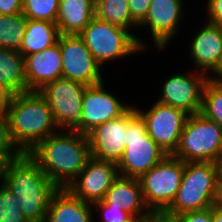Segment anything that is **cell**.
I'll list each match as a JSON object with an SVG mask.
<instances>
[{
  "instance_id": "obj_1",
  "label": "cell",
  "mask_w": 222,
  "mask_h": 222,
  "mask_svg": "<svg viewBox=\"0 0 222 222\" xmlns=\"http://www.w3.org/2000/svg\"><path fill=\"white\" fill-rule=\"evenodd\" d=\"M27 154L58 188H67L90 158L89 139L77 131L59 130Z\"/></svg>"
},
{
  "instance_id": "obj_2",
  "label": "cell",
  "mask_w": 222,
  "mask_h": 222,
  "mask_svg": "<svg viewBox=\"0 0 222 222\" xmlns=\"http://www.w3.org/2000/svg\"><path fill=\"white\" fill-rule=\"evenodd\" d=\"M0 181L17 198L28 222H45L50 199L59 188L27 153L3 164Z\"/></svg>"
},
{
  "instance_id": "obj_3",
  "label": "cell",
  "mask_w": 222,
  "mask_h": 222,
  "mask_svg": "<svg viewBox=\"0 0 222 222\" xmlns=\"http://www.w3.org/2000/svg\"><path fill=\"white\" fill-rule=\"evenodd\" d=\"M6 115L12 142L21 153H29L40 141L60 130L39 91L13 95Z\"/></svg>"
},
{
  "instance_id": "obj_4",
  "label": "cell",
  "mask_w": 222,
  "mask_h": 222,
  "mask_svg": "<svg viewBox=\"0 0 222 222\" xmlns=\"http://www.w3.org/2000/svg\"><path fill=\"white\" fill-rule=\"evenodd\" d=\"M222 164L215 162H186L176 198L164 212L176 217L189 212L200 211L215 205L217 180Z\"/></svg>"
},
{
  "instance_id": "obj_5",
  "label": "cell",
  "mask_w": 222,
  "mask_h": 222,
  "mask_svg": "<svg viewBox=\"0 0 222 222\" xmlns=\"http://www.w3.org/2000/svg\"><path fill=\"white\" fill-rule=\"evenodd\" d=\"M125 146L117 164L122 177L139 179L167 156L147 134L144 120L132 106L127 110Z\"/></svg>"
},
{
  "instance_id": "obj_6",
  "label": "cell",
  "mask_w": 222,
  "mask_h": 222,
  "mask_svg": "<svg viewBox=\"0 0 222 222\" xmlns=\"http://www.w3.org/2000/svg\"><path fill=\"white\" fill-rule=\"evenodd\" d=\"M173 156L184 163L222 164V127L202 113L188 115Z\"/></svg>"
},
{
  "instance_id": "obj_7",
  "label": "cell",
  "mask_w": 222,
  "mask_h": 222,
  "mask_svg": "<svg viewBox=\"0 0 222 222\" xmlns=\"http://www.w3.org/2000/svg\"><path fill=\"white\" fill-rule=\"evenodd\" d=\"M78 35L99 65L146 48L144 42L127 29L101 21L96 16Z\"/></svg>"
},
{
  "instance_id": "obj_8",
  "label": "cell",
  "mask_w": 222,
  "mask_h": 222,
  "mask_svg": "<svg viewBox=\"0 0 222 222\" xmlns=\"http://www.w3.org/2000/svg\"><path fill=\"white\" fill-rule=\"evenodd\" d=\"M184 172V162L165 156L138 180L143 200L151 213H164L176 198Z\"/></svg>"
},
{
  "instance_id": "obj_9",
  "label": "cell",
  "mask_w": 222,
  "mask_h": 222,
  "mask_svg": "<svg viewBox=\"0 0 222 222\" xmlns=\"http://www.w3.org/2000/svg\"><path fill=\"white\" fill-rule=\"evenodd\" d=\"M85 84L61 77L44 86L39 93L45 98L61 131L82 134V103Z\"/></svg>"
},
{
  "instance_id": "obj_10",
  "label": "cell",
  "mask_w": 222,
  "mask_h": 222,
  "mask_svg": "<svg viewBox=\"0 0 222 222\" xmlns=\"http://www.w3.org/2000/svg\"><path fill=\"white\" fill-rule=\"evenodd\" d=\"M135 109L144 120L150 138L166 155H173L178 148L188 114L157 101L146 112Z\"/></svg>"
},
{
  "instance_id": "obj_11",
  "label": "cell",
  "mask_w": 222,
  "mask_h": 222,
  "mask_svg": "<svg viewBox=\"0 0 222 222\" xmlns=\"http://www.w3.org/2000/svg\"><path fill=\"white\" fill-rule=\"evenodd\" d=\"M59 47L63 62L62 77L87 86L103 81L101 66L79 35L60 34Z\"/></svg>"
},
{
  "instance_id": "obj_12",
  "label": "cell",
  "mask_w": 222,
  "mask_h": 222,
  "mask_svg": "<svg viewBox=\"0 0 222 222\" xmlns=\"http://www.w3.org/2000/svg\"><path fill=\"white\" fill-rule=\"evenodd\" d=\"M118 177L117 164L90 157L66 189L76 198L92 204L104 199L106 191Z\"/></svg>"
},
{
  "instance_id": "obj_13",
  "label": "cell",
  "mask_w": 222,
  "mask_h": 222,
  "mask_svg": "<svg viewBox=\"0 0 222 222\" xmlns=\"http://www.w3.org/2000/svg\"><path fill=\"white\" fill-rule=\"evenodd\" d=\"M195 73L170 76L157 102L181 109L188 115L200 113L204 86L210 77L202 72Z\"/></svg>"
},
{
  "instance_id": "obj_14",
  "label": "cell",
  "mask_w": 222,
  "mask_h": 222,
  "mask_svg": "<svg viewBox=\"0 0 222 222\" xmlns=\"http://www.w3.org/2000/svg\"><path fill=\"white\" fill-rule=\"evenodd\" d=\"M130 107L104 89L103 81L86 86L81 112L82 134L87 135L96 126L120 117Z\"/></svg>"
},
{
  "instance_id": "obj_15",
  "label": "cell",
  "mask_w": 222,
  "mask_h": 222,
  "mask_svg": "<svg viewBox=\"0 0 222 222\" xmlns=\"http://www.w3.org/2000/svg\"><path fill=\"white\" fill-rule=\"evenodd\" d=\"M126 128L127 111L91 130L87 134L90 157L118 164L126 147Z\"/></svg>"
},
{
  "instance_id": "obj_16",
  "label": "cell",
  "mask_w": 222,
  "mask_h": 222,
  "mask_svg": "<svg viewBox=\"0 0 222 222\" xmlns=\"http://www.w3.org/2000/svg\"><path fill=\"white\" fill-rule=\"evenodd\" d=\"M182 0H152L148 14L139 27L149 26L155 48L163 50L177 31L184 14Z\"/></svg>"
},
{
  "instance_id": "obj_17",
  "label": "cell",
  "mask_w": 222,
  "mask_h": 222,
  "mask_svg": "<svg viewBox=\"0 0 222 222\" xmlns=\"http://www.w3.org/2000/svg\"><path fill=\"white\" fill-rule=\"evenodd\" d=\"M25 76L29 91H40L62 77V57L59 38L56 44L43 51L24 56Z\"/></svg>"
},
{
  "instance_id": "obj_18",
  "label": "cell",
  "mask_w": 222,
  "mask_h": 222,
  "mask_svg": "<svg viewBox=\"0 0 222 222\" xmlns=\"http://www.w3.org/2000/svg\"><path fill=\"white\" fill-rule=\"evenodd\" d=\"M190 54L198 72L209 76L208 70L219 78V64L222 54V26L206 22L191 41ZM208 73V74H207Z\"/></svg>"
},
{
  "instance_id": "obj_19",
  "label": "cell",
  "mask_w": 222,
  "mask_h": 222,
  "mask_svg": "<svg viewBox=\"0 0 222 222\" xmlns=\"http://www.w3.org/2000/svg\"><path fill=\"white\" fill-rule=\"evenodd\" d=\"M102 201L107 205L122 207L136 219L145 218L151 214L143 200L140 182L135 178L119 176L106 191Z\"/></svg>"
},
{
  "instance_id": "obj_20",
  "label": "cell",
  "mask_w": 222,
  "mask_h": 222,
  "mask_svg": "<svg viewBox=\"0 0 222 222\" xmlns=\"http://www.w3.org/2000/svg\"><path fill=\"white\" fill-rule=\"evenodd\" d=\"M90 204L59 188L50 199L45 222H93Z\"/></svg>"
},
{
  "instance_id": "obj_21",
  "label": "cell",
  "mask_w": 222,
  "mask_h": 222,
  "mask_svg": "<svg viewBox=\"0 0 222 222\" xmlns=\"http://www.w3.org/2000/svg\"><path fill=\"white\" fill-rule=\"evenodd\" d=\"M95 17V0H60L56 25L60 34L78 35Z\"/></svg>"
},
{
  "instance_id": "obj_22",
  "label": "cell",
  "mask_w": 222,
  "mask_h": 222,
  "mask_svg": "<svg viewBox=\"0 0 222 222\" xmlns=\"http://www.w3.org/2000/svg\"><path fill=\"white\" fill-rule=\"evenodd\" d=\"M59 30L56 23L27 19L25 36L19 53L24 56L45 50L57 43Z\"/></svg>"
},
{
  "instance_id": "obj_23",
  "label": "cell",
  "mask_w": 222,
  "mask_h": 222,
  "mask_svg": "<svg viewBox=\"0 0 222 222\" xmlns=\"http://www.w3.org/2000/svg\"><path fill=\"white\" fill-rule=\"evenodd\" d=\"M0 84L14 95L29 91L21 53L0 47Z\"/></svg>"
},
{
  "instance_id": "obj_24",
  "label": "cell",
  "mask_w": 222,
  "mask_h": 222,
  "mask_svg": "<svg viewBox=\"0 0 222 222\" xmlns=\"http://www.w3.org/2000/svg\"><path fill=\"white\" fill-rule=\"evenodd\" d=\"M95 16L127 30L137 25L132 20L128 0H95Z\"/></svg>"
},
{
  "instance_id": "obj_25",
  "label": "cell",
  "mask_w": 222,
  "mask_h": 222,
  "mask_svg": "<svg viewBox=\"0 0 222 222\" xmlns=\"http://www.w3.org/2000/svg\"><path fill=\"white\" fill-rule=\"evenodd\" d=\"M27 18L22 14L0 15V47L20 51Z\"/></svg>"
},
{
  "instance_id": "obj_26",
  "label": "cell",
  "mask_w": 222,
  "mask_h": 222,
  "mask_svg": "<svg viewBox=\"0 0 222 222\" xmlns=\"http://www.w3.org/2000/svg\"><path fill=\"white\" fill-rule=\"evenodd\" d=\"M222 127V78H209L204 86L201 112Z\"/></svg>"
},
{
  "instance_id": "obj_27",
  "label": "cell",
  "mask_w": 222,
  "mask_h": 222,
  "mask_svg": "<svg viewBox=\"0 0 222 222\" xmlns=\"http://www.w3.org/2000/svg\"><path fill=\"white\" fill-rule=\"evenodd\" d=\"M60 0H23L22 14L30 20L56 23Z\"/></svg>"
},
{
  "instance_id": "obj_28",
  "label": "cell",
  "mask_w": 222,
  "mask_h": 222,
  "mask_svg": "<svg viewBox=\"0 0 222 222\" xmlns=\"http://www.w3.org/2000/svg\"><path fill=\"white\" fill-rule=\"evenodd\" d=\"M0 222H28L17 198L3 182L0 185Z\"/></svg>"
},
{
  "instance_id": "obj_29",
  "label": "cell",
  "mask_w": 222,
  "mask_h": 222,
  "mask_svg": "<svg viewBox=\"0 0 222 222\" xmlns=\"http://www.w3.org/2000/svg\"><path fill=\"white\" fill-rule=\"evenodd\" d=\"M21 154L12 142L7 115L4 112H0V159L6 163L19 157Z\"/></svg>"
},
{
  "instance_id": "obj_30",
  "label": "cell",
  "mask_w": 222,
  "mask_h": 222,
  "mask_svg": "<svg viewBox=\"0 0 222 222\" xmlns=\"http://www.w3.org/2000/svg\"><path fill=\"white\" fill-rule=\"evenodd\" d=\"M94 205L103 212L100 222H135L136 220L132 214L125 211L122 207L107 205L103 201L92 203V206Z\"/></svg>"
},
{
  "instance_id": "obj_31",
  "label": "cell",
  "mask_w": 222,
  "mask_h": 222,
  "mask_svg": "<svg viewBox=\"0 0 222 222\" xmlns=\"http://www.w3.org/2000/svg\"><path fill=\"white\" fill-rule=\"evenodd\" d=\"M152 0H128L132 20L139 26L146 18Z\"/></svg>"
},
{
  "instance_id": "obj_32",
  "label": "cell",
  "mask_w": 222,
  "mask_h": 222,
  "mask_svg": "<svg viewBox=\"0 0 222 222\" xmlns=\"http://www.w3.org/2000/svg\"><path fill=\"white\" fill-rule=\"evenodd\" d=\"M180 222H212V207L200 210L184 212L176 216Z\"/></svg>"
},
{
  "instance_id": "obj_33",
  "label": "cell",
  "mask_w": 222,
  "mask_h": 222,
  "mask_svg": "<svg viewBox=\"0 0 222 222\" xmlns=\"http://www.w3.org/2000/svg\"><path fill=\"white\" fill-rule=\"evenodd\" d=\"M208 22L222 26V0H208Z\"/></svg>"
},
{
  "instance_id": "obj_34",
  "label": "cell",
  "mask_w": 222,
  "mask_h": 222,
  "mask_svg": "<svg viewBox=\"0 0 222 222\" xmlns=\"http://www.w3.org/2000/svg\"><path fill=\"white\" fill-rule=\"evenodd\" d=\"M23 0H0V15H18L22 13Z\"/></svg>"
},
{
  "instance_id": "obj_35",
  "label": "cell",
  "mask_w": 222,
  "mask_h": 222,
  "mask_svg": "<svg viewBox=\"0 0 222 222\" xmlns=\"http://www.w3.org/2000/svg\"><path fill=\"white\" fill-rule=\"evenodd\" d=\"M13 93L5 86L0 84V112L6 113L7 108L10 106Z\"/></svg>"
},
{
  "instance_id": "obj_36",
  "label": "cell",
  "mask_w": 222,
  "mask_h": 222,
  "mask_svg": "<svg viewBox=\"0 0 222 222\" xmlns=\"http://www.w3.org/2000/svg\"><path fill=\"white\" fill-rule=\"evenodd\" d=\"M215 205L222 207V169L219 172L217 180V194L215 199Z\"/></svg>"
},
{
  "instance_id": "obj_37",
  "label": "cell",
  "mask_w": 222,
  "mask_h": 222,
  "mask_svg": "<svg viewBox=\"0 0 222 222\" xmlns=\"http://www.w3.org/2000/svg\"><path fill=\"white\" fill-rule=\"evenodd\" d=\"M212 222H222V207L212 206Z\"/></svg>"
},
{
  "instance_id": "obj_38",
  "label": "cell",
  "mask_w": 222,
  "mask_h": 222,
  "mask_svg": "<svg viewBox=\"0 0 222 222\" xmlns=\"http://www.w3.org/2000/svg\"><path fill=\"white\" fill-rule=\"evenodd\" d=\"M135 222H159V213H151L145 218L136 219Z\"/></svg>"
},
{
  "instance_id": "obj_39",
  "label": "cell",
  "mask_w": 222,
  "mask_h": 222,
  "mask_svg": "<svg viewBox=\"0 0 222 222\" xmlns=\"http://www.w3.org/2000/svg\"><path fill=\"white\" fill-rule=\"evenodd\" d=\"M159 222H180L176 217L166 215L165 213H159Z\"/></svg>"
},
{
  "instance_id": "obj_40",
  "label": "cell",
  "mask_w": 222,
  "mask_h": 222,
  "mask_svg": "<svg viewBox=\"0 0 222 222\" xmlns=\"http://www.w3.org/2000/svg\"><path fill=\"white\" fill-rule=\"evenodd\" d=\"M219 78H222V54H221L220 64H219Z\"/></svg>"
},
{
  "instance_id": "obj_41",
  "label": "cell",
  "mask_w": 222,
  "mask_h": 222,
  "mask_svg": "<svg viewBox=\"0 0 222 222\" xmlns=\"http://www.w3.org/2000/svg\"><path fill=\"white\" fill-rule=\"evenodd\" d=\"M4 162L0 159V179L2 178V169Z\"/></svg>"
}]
</instances>
